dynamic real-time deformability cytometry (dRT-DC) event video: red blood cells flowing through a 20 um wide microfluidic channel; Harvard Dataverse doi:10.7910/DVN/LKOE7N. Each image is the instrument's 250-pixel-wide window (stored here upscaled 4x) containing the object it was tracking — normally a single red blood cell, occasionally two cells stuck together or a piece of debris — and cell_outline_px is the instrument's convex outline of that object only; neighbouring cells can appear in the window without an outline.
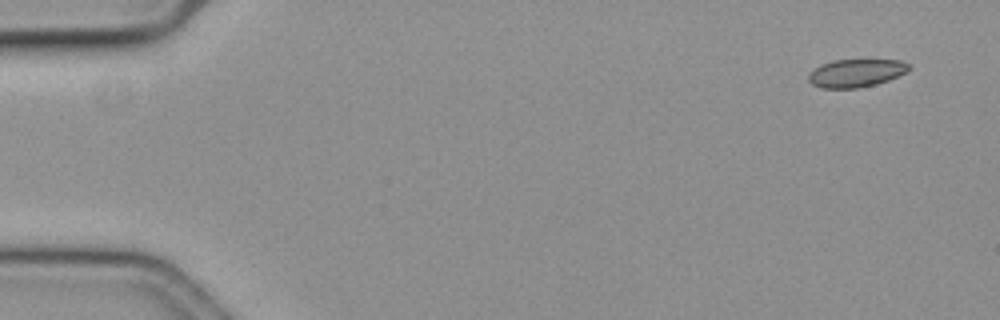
{"species": "common noctule bat (a hibernating species)", "species_latin": "Nyctalus noctula", "temperature_condition": "cold", "stored_images_in_passage": 55, "camera_frame_rate_fps": 3000, "um_per_image_px": 0.085, "animal": {"sex": "female", "body_mass_g": 19.3, "forearm_length_mm": 54.1}, "frame": {"image": 1, "passage_image": 1, "time_ms": 0.0, "image_size_px": [1000, 320], "cell_outline_px": [[912, 68], [908, 72], [888, 80], [876, 84], [856, 88], [820, 88], [812, 84], [808, 80], [808, 72], [820, 64], [832, 60], [900, 60], [908, 64]], "centroid_in_image_um": [72.74, 6.21], "position_along_channel_um": 12.3, "area_um2": 16.53}}
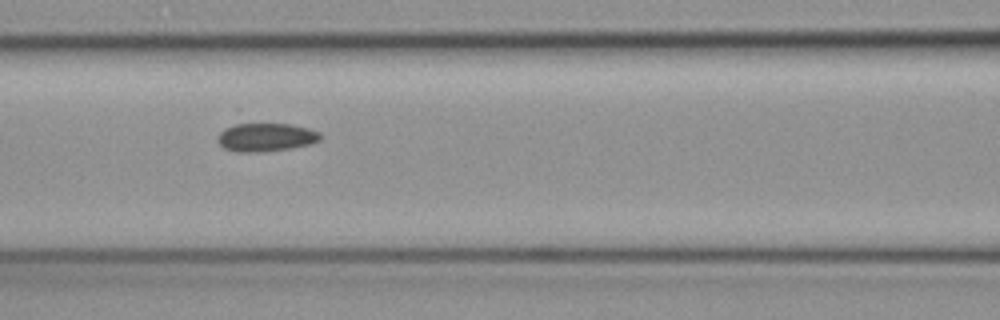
{"frame": {"image": 2, "passage_image": 23, "time_ms": 7.333, "image_size_px": [1000, 320], "cell_outline_px": [[320, 140], [312, 144], [292, 148], [260, 152], [236, 152], [224, 148], [216, 140], [216, 136], [224, 128], [236, 124], [292, 124], [308, 128], [320, 132]], "centroid_in_image_um": [22.59, 11.67], "position_along_channel_um": 144.0, "area_um2": 17.11}}
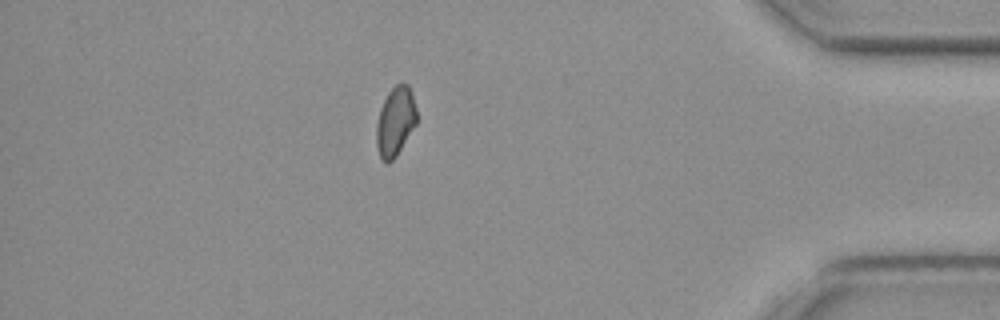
{"frame": {"image": 3, "passage_image": 48, "time_ms": 15.667, "image_size_px": [1000, 320], "cell_outline_px": [[416, 124], [396, 156], [392, 160], [384, 160], [380, 156], [376, 144], [376, 124], [380, 108], [388, 92], [396, 84], [408, 84], [412, 92], [416, 108]], "centroid_in_image_um": [33.6, 10.29], "position_along_channel_um": 401.6, "area_um2": 16.01}}